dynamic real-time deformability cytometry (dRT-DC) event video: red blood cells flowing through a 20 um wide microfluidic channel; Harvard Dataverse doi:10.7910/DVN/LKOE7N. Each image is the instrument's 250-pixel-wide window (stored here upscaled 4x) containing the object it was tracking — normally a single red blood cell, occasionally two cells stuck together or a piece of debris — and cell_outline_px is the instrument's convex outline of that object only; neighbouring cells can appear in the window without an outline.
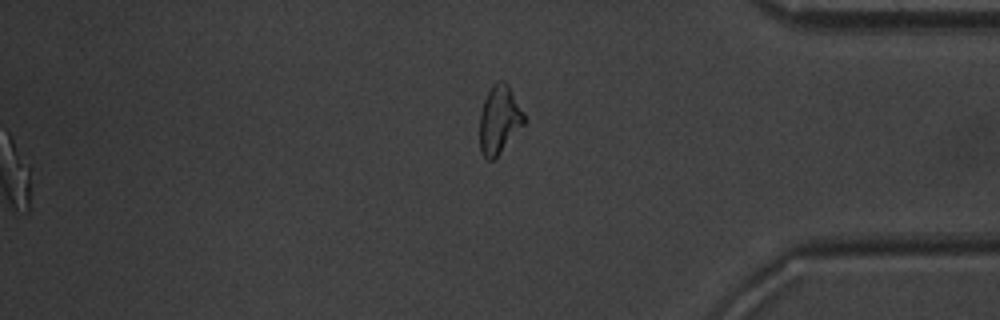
{"species": "common noctule bat (a hibernating species)", "species_latin": "Nyctalus noctula", "temperature_condition": "warm", "stored_images_in_passage": 53, "segment_of_instrument_passage": [2, 2], "camera_frame_rate_fps": 3000, "um_per_image_px": 0.085, "animal": {"sex": "male", "body_mass_g": 20.1, "forearm_length_mm": 53.5}, "frame": {"image": 1, "passage_image": 53, "time_ms": 17.333, "image_size_px": [1000, 320], "cell_outline_px": [[524, 124], [500, 152], [492, 160], [488, 160], [480, 152], [480, 112], [484, 100], [492, 84], [496, 80], [504, 80], [508, 84], [524, 112]], "centroid_in_image_um": [42.43, 10.13], "position_along_channel_um": 392.8, "area_um2": 17.51}}